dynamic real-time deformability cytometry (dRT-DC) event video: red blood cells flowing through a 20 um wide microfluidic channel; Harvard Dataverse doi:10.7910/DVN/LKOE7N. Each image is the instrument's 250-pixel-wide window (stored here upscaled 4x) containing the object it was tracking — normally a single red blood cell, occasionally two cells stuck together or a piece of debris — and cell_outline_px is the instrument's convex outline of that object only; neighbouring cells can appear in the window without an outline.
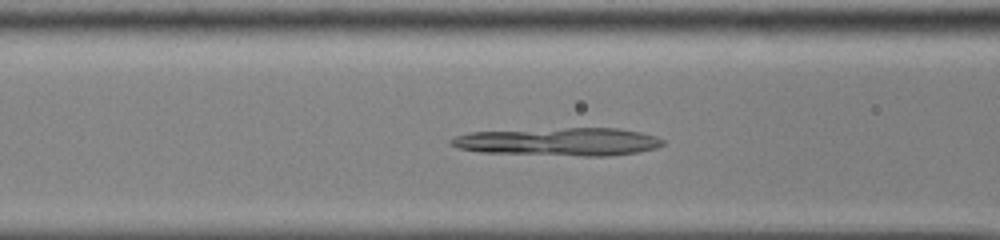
{"species": "common noctule bat (a hibernating species)", "species_latin": "Nyctalus noctula", "temperature_condition": "cold", "stored_images_in_passage": 39, "camera_frame_rate_fps": 3000, "um_per_image_px": 0.085, "animal": {"sex": "male", "body_mass_g": 13.0, "forearm_length_mm": 53.1}, "frame": {"image": 1, "passage_image": 8, "time_ms": 2.333, "image_size_px": [1000, 240], "cell_outline_px": [[664, 144], [652, 148], [636, 152], [608, 156], [584, 156], [484, 152], [456, 148], [448, 140], [456, 136], [468, 132], [564, 128], [616, 128], [640, 132], [656, 136], [664, 140]], "centroid_in_image_um": [47.49, 12.04], "position_along_channel_um": 119.1, "area_um2": 34.28}}
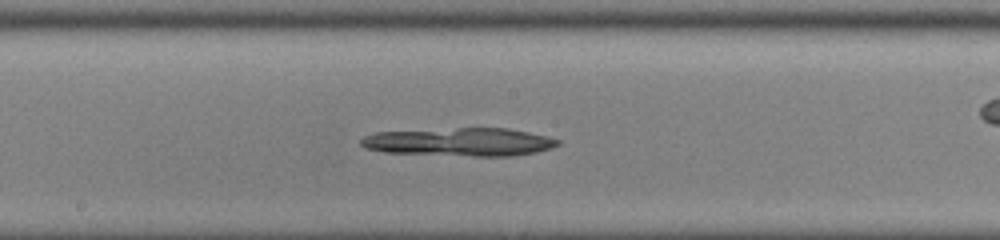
{"frame": {"image": 2, "passage_image": 15, "time_ms": 4.667, "image_size_px": [1000, 240], "cell_outline_px": [[560, 144], [552, 148], [536, 152], [516, 156], [472, 156], [384, 152], [364, 148], [360, 144], [360, 140], [364, 136], [376, 132], [460, 128], [508, 128], [548, 136], [560, 140]], "centroid_in_image_um": [39.11, 12.07], "position_along_channel_um": 209.1, "area_um2": 32.43}}
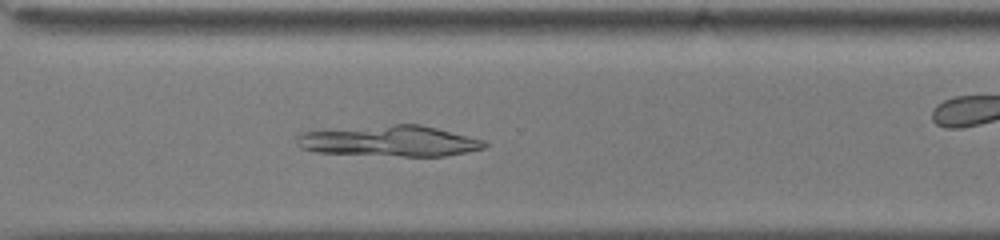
{"frame": {"image": 3, "passage_image": 25, "time_ms": 8.0, "image_size_px": [1000, 240], "cell_outline_px": [[488, 144], [484, 148], [444, 156], [400, 156], [316, 152], [300, 148], [296, 140], [296, 136], [300, 132], [396, 124], [420, 124], [484, 140]], "centroid_in_image_um": [33.1, 11.99], "position_along_channel_um": 337.5, "area_um2": 33.41}}